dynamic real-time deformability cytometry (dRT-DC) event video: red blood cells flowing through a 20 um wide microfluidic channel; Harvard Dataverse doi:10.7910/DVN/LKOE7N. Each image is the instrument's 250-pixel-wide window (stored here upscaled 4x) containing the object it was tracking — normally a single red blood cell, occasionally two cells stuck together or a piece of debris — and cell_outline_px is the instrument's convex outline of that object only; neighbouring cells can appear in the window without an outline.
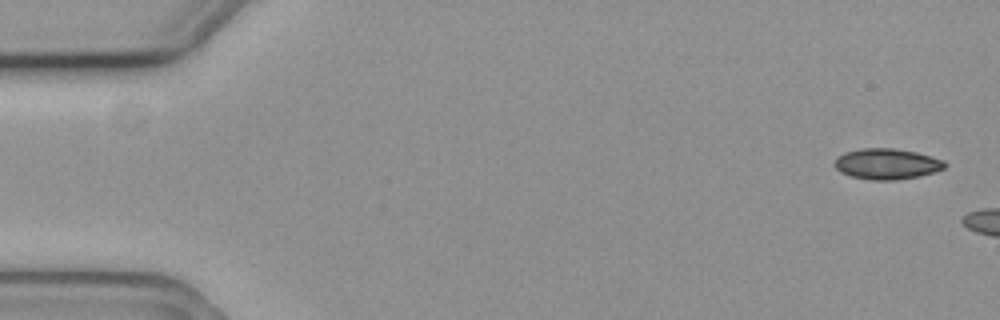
{"species": "common noctule bat (a hibernating species)", "species_latin": "Nyctalus noctula", "temperature_condition": "cold", "stored_images_in_passage": 5, "camera_frame_rate_fps": 3000, "um_per_image_px": 0.085, "animal": {"sex": "female", "body_mass_g": 19.3, "forearm_length_mm": 54.1}, "frame": {"image": 1, "passage_image": 1, "time_ms": 0.0, "image_size_px": [1000, 320], "cell_outline_px": [[944, 168], [920, 176], [896, 180], [872, 180], [852, 176], [840, 172], [836, 168], [836, 156], [844, 152], [860, 148], [896, 148], [916, 152], [944, 160]], "centroid_in_image_um": [75.35, 13.92], "position_along_channel_um": 9.6, "area_um2": 19.65}}